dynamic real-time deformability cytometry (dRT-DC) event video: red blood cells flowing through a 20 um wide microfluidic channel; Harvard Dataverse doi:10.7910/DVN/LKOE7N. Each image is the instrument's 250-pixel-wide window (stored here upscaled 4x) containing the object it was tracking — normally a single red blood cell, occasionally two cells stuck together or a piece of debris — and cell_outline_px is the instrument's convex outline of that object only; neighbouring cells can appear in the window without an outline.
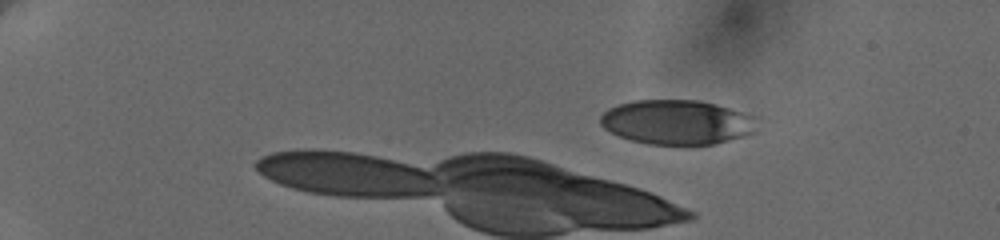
{"species": "human", "species_latin": "Homo sapiens", "temperature_condition": "cold", "stored_images_in_passage": 6, "camera_frame_rate_fps": 3000, "um_per_image_px": 0.085, "donor": {"sex": "female"}, "frame": {"image": 1, "passage_image": 1, "time_ms": 0.0, "image_size_px": [1000, 240], "cell_outline_px": [[760, 132], [716, 144], [648, 144], [632, 140], [620, 136], [604, 128], [600, 124], [600, 116], [608, 108], [620, 104], [636, 100], [700, 100], [716, 104], [760, 116]], "centroid_in_image_um": [57.69, 10.38], "position_along_channel_um": 27.3, "area_um2": 41.44}}